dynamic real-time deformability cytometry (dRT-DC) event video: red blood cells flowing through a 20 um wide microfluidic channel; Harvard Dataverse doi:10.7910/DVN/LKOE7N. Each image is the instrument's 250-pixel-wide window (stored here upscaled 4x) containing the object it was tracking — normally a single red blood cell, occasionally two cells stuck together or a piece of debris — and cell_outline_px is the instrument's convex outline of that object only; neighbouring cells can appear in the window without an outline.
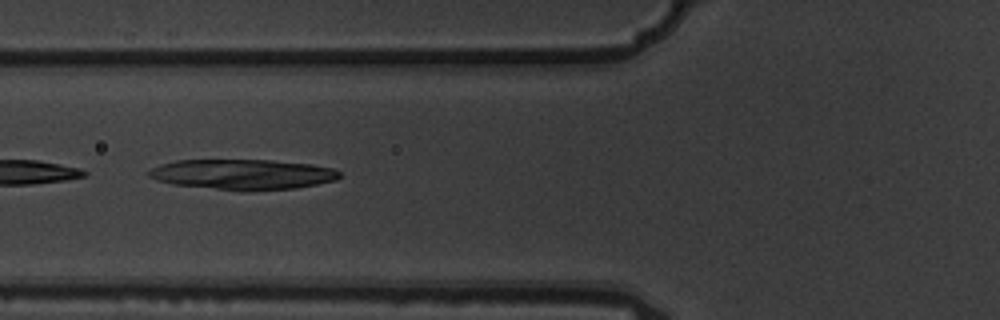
{"species": "common noctule bat (a hibernating species)", "species_latin": "Nyctalus noctula", "temperature_condition": "warm", "stored_images_in_passage": 4, "camera_frame_rate_fps": 3000, "um_per_image_px": 0.085, "animal": {"sex": "male", "body_mass_g": 19.5, "forearm_length_mm": 54.6}, "frame": {"image": 1, "passage_image": 2, "time_ms": 0.333, "image_size_px": [1000, 320], "cell_outline_px": [[340, 176], [336, 180], [296, 188], [252, 192], [244, 192], [172, 184], [156, 180], [148, 176], [148, 172], [152, 168], [160, 164], [176, 160], [272, 160], [312, 164], [336, 168], [340, 172]], "centroid_in_image_um": [20.65, 14.83], "position_along_channel_um": 105.1, "area_um2": 34.22}}